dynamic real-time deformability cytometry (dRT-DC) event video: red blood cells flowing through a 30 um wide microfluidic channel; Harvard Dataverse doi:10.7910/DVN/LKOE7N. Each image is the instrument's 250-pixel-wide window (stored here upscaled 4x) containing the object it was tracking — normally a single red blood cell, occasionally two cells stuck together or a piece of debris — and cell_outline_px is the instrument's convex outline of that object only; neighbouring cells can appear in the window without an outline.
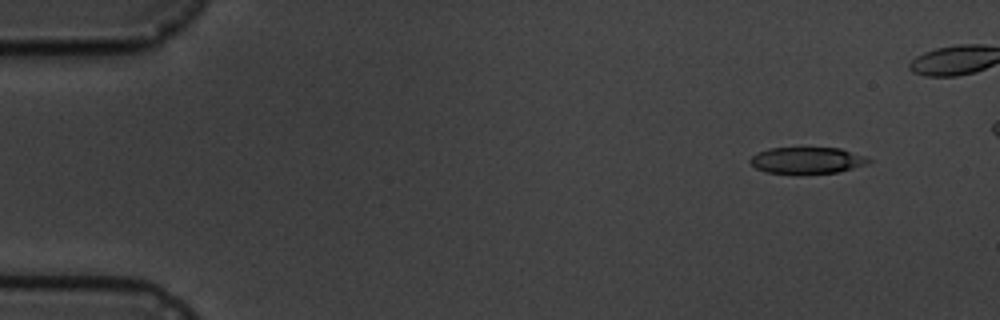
{"species": "common noctule bat (a hibernating species)", "species_latin": "Nyctalus noctula", "temperature_condition": "cold", "stored_images_in_passage": 5, "camera_frame_rate_fps": 3000, "um_per_image_px": 0.085, "animal": {"sex": "male", "body_mass_g": 19.5, "forearm_length_mm": 54.6}, "frame": {"image": 1, "passage_image": 1, "time_ms": 0.0, "image_size_px": [1000, 320], "cell_outline_px": [[872, 160], [868, 164], [836, 172], [796, 176], [764, 172], [756, 168], [748, 160], [756, 152], [768, 148], [840, 148], [864, 156]], "centroid_in_image_um": [68.54, 13.66], "position_along_channel_um": 16.5, "area_um2": 18.84}}